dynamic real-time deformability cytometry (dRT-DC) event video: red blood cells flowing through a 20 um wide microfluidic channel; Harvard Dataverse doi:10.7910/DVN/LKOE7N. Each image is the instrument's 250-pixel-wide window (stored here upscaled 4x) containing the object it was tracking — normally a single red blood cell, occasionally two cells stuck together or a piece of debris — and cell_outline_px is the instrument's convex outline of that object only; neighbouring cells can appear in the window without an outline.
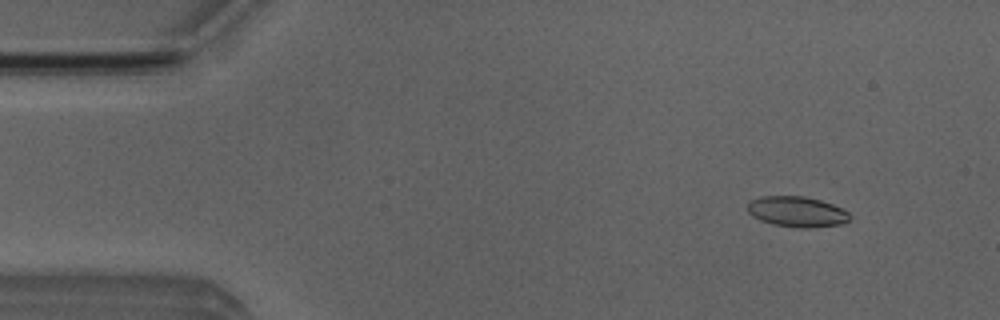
{"species": "Egyptian fruit bat (a non-hibernating species)", "species_latin": "Rousettus aegyptiacus", "temperature_condition": "room temperature", "stored_images_in_passage": 8, "camera_frame_rate_fps": 3000, "um_per_image_px": 0.085, "animal": {"sex": "male"}, "frame": {"image": 1, "passage_image": 5, "time_ms": 1.333, "image_size_px": [1000, 320], "cell_outline_px": [[852, 216], [848, 220], [840, 224], [808, 228], [796, 228], [772, 224], [760, 220], [752, 216], [748, 212], [748, 204], [752, 200], [760, 196], [804, 196], [820, 200], [832, 204], [848, 212]], "centroid_in_image_um": [67.72, 18.0], "position_along_channel_um": 17.3, "area_um2": 18.15}}